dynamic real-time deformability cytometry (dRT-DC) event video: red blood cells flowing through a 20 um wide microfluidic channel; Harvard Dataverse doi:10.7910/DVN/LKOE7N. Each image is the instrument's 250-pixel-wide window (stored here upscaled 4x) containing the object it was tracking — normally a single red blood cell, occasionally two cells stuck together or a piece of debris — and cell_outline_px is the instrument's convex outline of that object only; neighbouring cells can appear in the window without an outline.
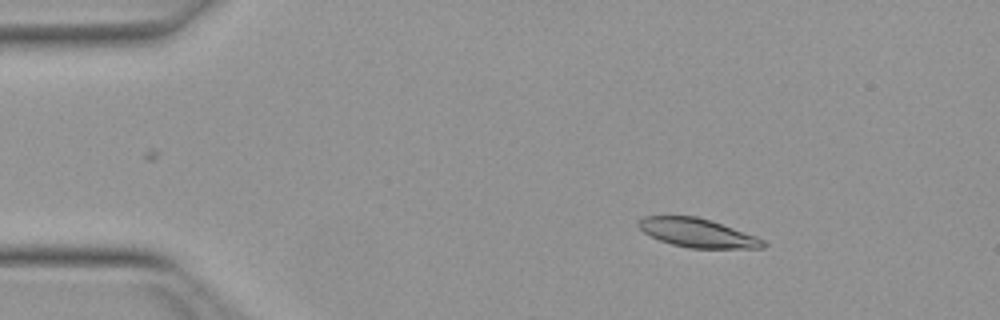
{"species": "Egyptian fruit bat (a non-hibernating species)", "species_latin": "Rousettus aegyptiacus", "temperature_condition": "warm", "stored_images_in_passage": 10, "camera_frame_rate_fps": 3000, "um_per_image_px": 0.085, "animal": {"sex": "female"}, "frame": {"image": 1, "passage_image": 7, "time_ms": 2.0, "image_size_px": [1000, 320], "cell_outline_px": [[768, 244], [764, 248], [688, 248], [672, 244], [660, 240], [644, 232], [636, 224], [644, 216], [696, 216], [712, 220], [756, 236], [764, 240]], "centroid_in_image_um": [59.32, 19.8], "position_along_channel_um": 25.7, "area_um2": 20.87}}